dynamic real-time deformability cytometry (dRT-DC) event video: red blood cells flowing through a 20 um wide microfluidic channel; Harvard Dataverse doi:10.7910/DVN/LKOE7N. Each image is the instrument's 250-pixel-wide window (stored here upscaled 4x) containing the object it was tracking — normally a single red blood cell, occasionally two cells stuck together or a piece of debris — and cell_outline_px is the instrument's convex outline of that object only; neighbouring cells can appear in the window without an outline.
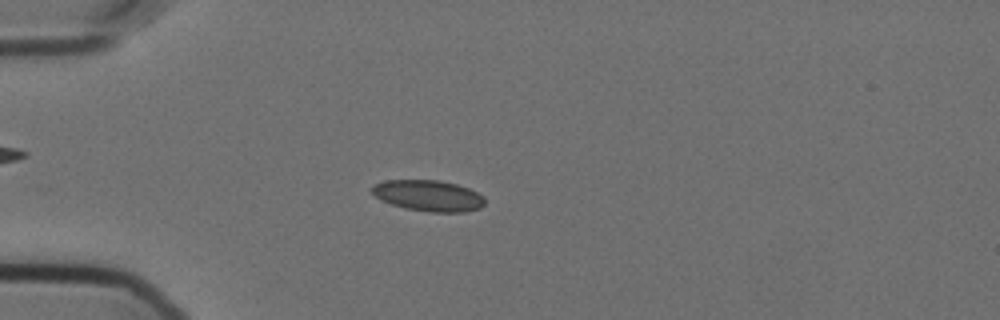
{"species": "Egyptian fruit bat (a non-hibernating species)", "species_latin": "Rousettus aegyptiacus", "temperature_condition": "cold", "stored_images_in_passage": 57, "camera_frame_rate_fps": 3000, "um_per_image_px": 0.085, "animal": {"sex": "female"}, "frame": {"image": 1, "passage_image": 16, "time_ms": 5.0, "image_size_px": [1000, 320], "cell_outline_px": [[484, 204], [480, 208], [464, 212], [428, 212], [404, 208], [380, 200], [368, 188], [372, 184], [384, 180], [440, 180], [456, 184], [468, 188], [484, 196]], "centroid_in_image_um": [36.37, 16.62], "position_along_channel_um": 48.6, "area_um2": 20.63}}
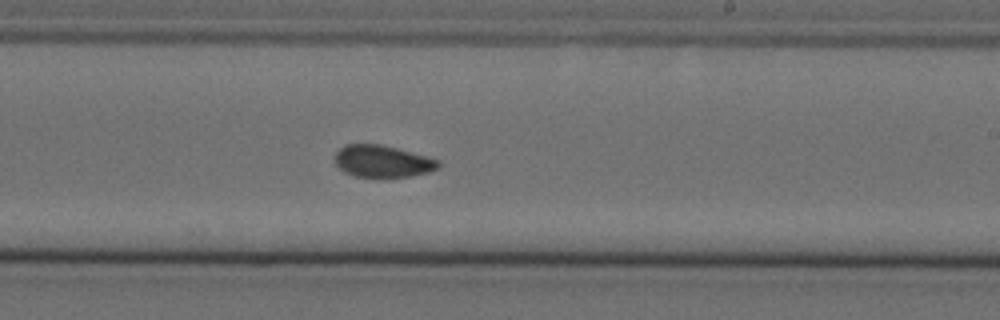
{"frame": {"image": 2, "passage_image": 35, "time_ms": 11.333, "image_size_px": [1000, 320], "cell_outline_px": [[440, 168], [428, 172], [412, 176], [384, 180], [356, 176], [344, 172], [336, 164], [336, 152], [344, 144], [380, 144], [396, 148], [440, 160]], "centroid_in_image_um": [32.53, 13.75], "position_along_channel_um": 256.5, "area_um2": 19.83}}
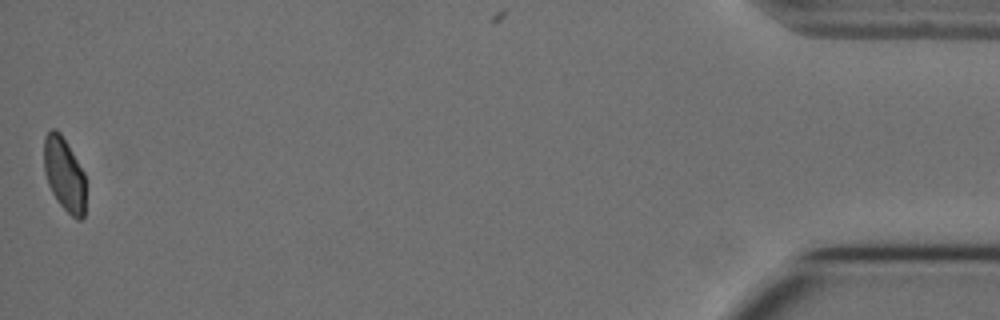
{"frame": {"image": 3, "passage_image": 57, "time_ms": 18.667, "image_size_px": [1000, 320], "cell_outline_px": [[84, 216], [80, 220], [76, 220], [56, 200], [48, 184], [44, 172], [44, 136], [52, 128], [56, 128], [60, 132], [84, 172]], "centroid_in_image_um": [5.44, 14.8], "position_along_channel_um": 429.8, "area_um2": 17.8}, "authors_computed_cell_mechanics": {"area_um2": 19.7098, "velocity_mm_per_s": 3.5589, "shape_relaxation_time_tau1_ms": 5.2477, "shape_relaxation_time_tau2_ms": 3.1746, "deformation_change_tau1": 0.0895, "deformation_change_tau2": 0.0589}}